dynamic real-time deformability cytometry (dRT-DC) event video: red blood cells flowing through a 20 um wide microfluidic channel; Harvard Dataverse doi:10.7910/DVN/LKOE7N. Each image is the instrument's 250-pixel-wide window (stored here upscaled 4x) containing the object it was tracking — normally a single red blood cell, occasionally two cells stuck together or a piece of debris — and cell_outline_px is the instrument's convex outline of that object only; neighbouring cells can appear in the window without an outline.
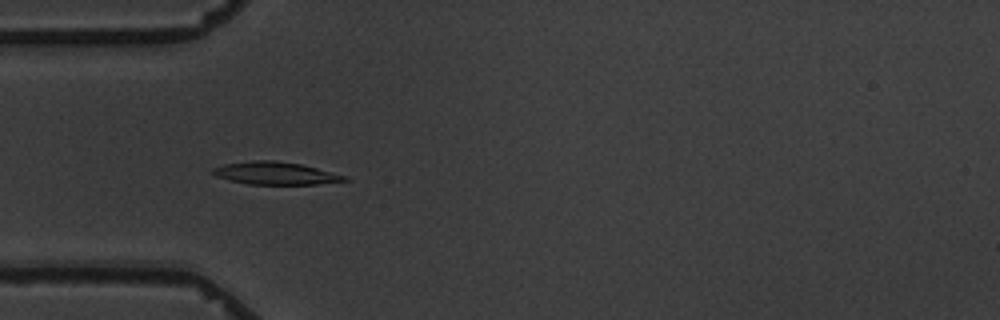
{"species": "common noctule bat (a hibernating species)", "species_latin": "Nyctalus noctula", "temperature_condition": "warm", "stored_images_in_passage": 4, "camera_frame_rate_fps": 3000, "um_per_image_px": 0.085, "animal": {"sex": "male", "body_mass_g": 19.5, "forearm_length_mm": 54.6}, "frame": {"image": 1, "passage_image": 4, "time_ms": 4.0, "image_size_px": [1000, 320], "cell_outline_px": [[352, 180], [316, 184], [248, 184], [228, 180], [216, 176], [212, 172], [212, 168], [224, 164], [252, 160], [276, 160], [300, 164], [348, 176]], "centroid_in_image_um": [23.42, 14.72], "position_along_channel_um": 61.6, "area_um2": 17.4}}